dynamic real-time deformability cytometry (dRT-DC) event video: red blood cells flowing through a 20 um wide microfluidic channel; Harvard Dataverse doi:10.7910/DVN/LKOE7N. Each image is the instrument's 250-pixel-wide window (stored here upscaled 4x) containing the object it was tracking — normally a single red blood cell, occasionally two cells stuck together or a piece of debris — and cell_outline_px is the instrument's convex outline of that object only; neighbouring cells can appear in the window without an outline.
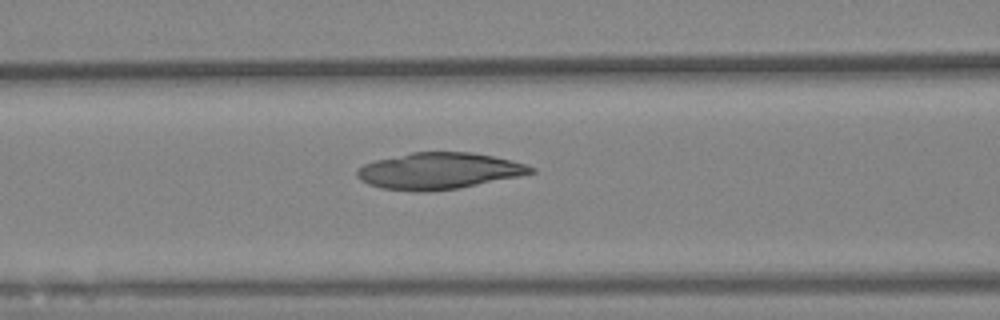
{"species": "Egyptian fruit bat (a non-hibernating species)", "species_latin": "Rousettus aegyptiacus", "temperature_condition": "warm", "stored_images_in_passage": 59, "camera_frame_rate_fps": 3000, "um_per_image_px": 0.085, "animal": {"sex": "female"}, "frame": {"image": 1, "passage_image": 24, "time_ms": 7.667, "image_size_px": [1000, 320], "cell_outline_px": [[536, 172], [520, 176], [460, 188], [428, 192], [416, 192], [380, 188], [368, 184], [360, 180], [356, 176], [356, 172], [364, 164], [376, 160], [412, 152], [472, 152], [492, 156], [524, 164], [536, 168]], "centroid_in_image_um": [37.29, 14.54], "position_along_channel_um": 129.3, "area_um2": 36.93}}
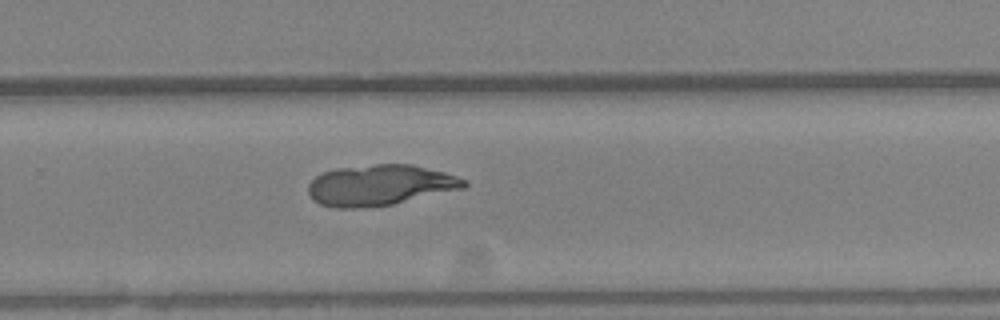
{"frame": {"image": 2, "passage_image": 39, "time_ms": 12.667, "image_size_px": [1000, 320], "cell_outline_px": [[468, 184], [464, 188], [392, 204], [356, 208], [332, 208], [320, 204], [308, 192], [308, 184], [316, 176], [324, 172], [336, 168], [376, 164], [412, 164], [444, 172], [468, 180]], "centroid_in_image_um": [32.31, 15.73], "position_along_channel_um": 297.5, "area_um2": 36.82}}
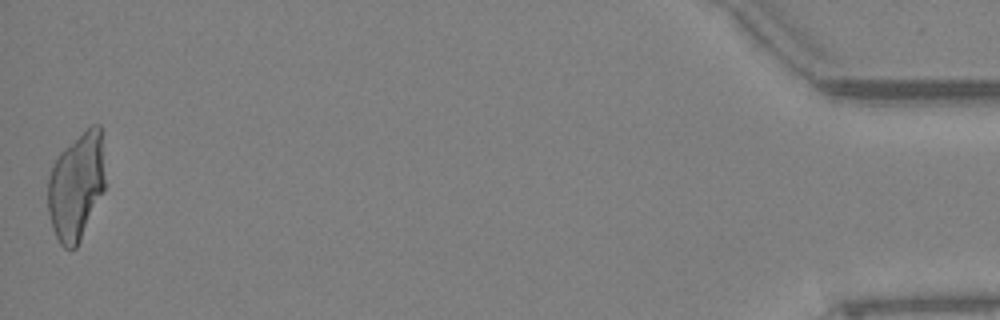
{"frame": {"image": 3, "passage_image": 59, "time_ms": 19.333, "image_size_px": [1000, 320], "cell_outline_px": [[104, 192], [76, 248], [64, 248], [60, 244], [52, 228], [48, 212], [48, 180], [52, 164], [60, 152], [64, 148], [92, 124], [100, 124], [104, 176]], "centroid_in_image_um": [6.47, 15.85], "position_along_channel_um": 428.7, "area_um2": 35.66}}